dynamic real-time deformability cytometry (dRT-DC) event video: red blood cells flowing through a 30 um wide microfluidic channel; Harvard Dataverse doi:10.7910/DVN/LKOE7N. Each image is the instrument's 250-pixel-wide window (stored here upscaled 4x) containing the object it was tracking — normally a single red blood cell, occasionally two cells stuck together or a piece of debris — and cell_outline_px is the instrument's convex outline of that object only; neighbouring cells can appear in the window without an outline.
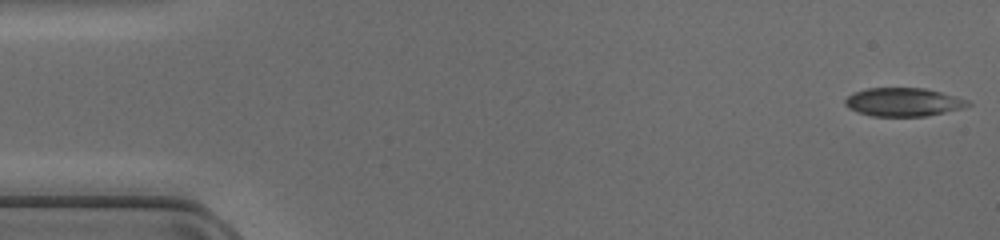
{"species": "common noctule bat (a hibernating species)", "species_latin": "Nyctalus noctula", "temperature_condition": "cold", "stored_images_in_passage": 42, "camera_frame_rate_fps": 3000, "um_per_image_px": 0.085, "animal": {"sex": "female", "body_mass_g": 17.0, "forearm_length_mm": 48.0}, "frame": {"image": 1, "passage_image": 1, "time_ms": 0.0, "image_size_px": [1000, 240], "cell_outline_px": [[972, 104], [964, 108], [928, 116], [872, 116], [848, 108], [844, 104], [844, 100], [852, 92], [868, 88], [924, 88], [956, 96], [968, 100]], "centroid_in_image_um": [76.79, 8.67], "position_along_channel_um": 8.2, "area_um2": 20.4}}
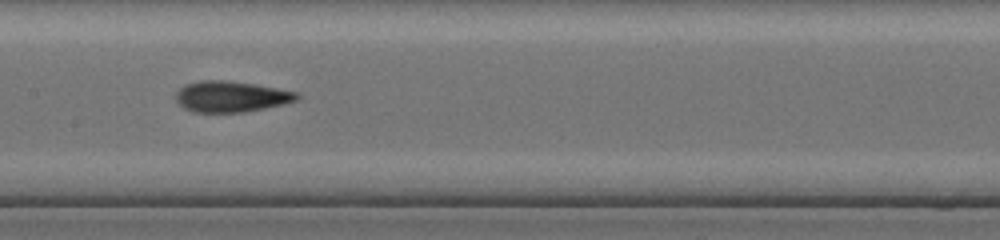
{"frame": {"image": 2, "passage_image": 23, "time_ms": 7.333, "image_size_px": [1000, 240], "cell_outline_px": [[300, 96], [296, 100], [264, 108], [244, 112], [192, 112], [184, 108], [176, 100], [176, 92], [184, 84], [200, 80], [224, 80], [256, 84], [300, 92]], "centroid_in_image_um": [19.62, 8.19], "position_along_channel_um": 187.8, "area_um2": 21.85}}
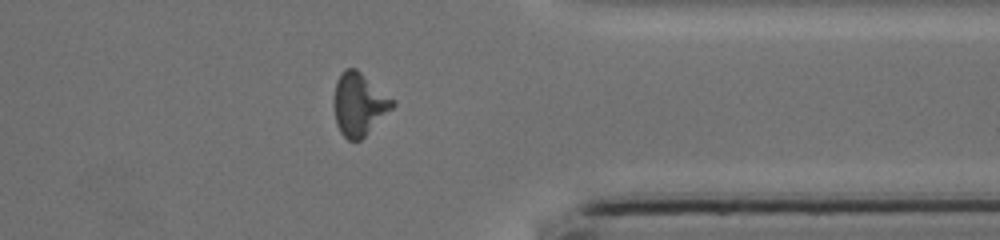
{"frame": {"image": 3, "passage_image": 37, "time_ms": 12.0, "image_size_px": [1000, 240], "cell_outline_px": [[396, 104], [360, 140], [348, 140], [340, 132], [336, 124], [332, 104], [332, 100], [336, 80], [340, 72], [344, 68], [356, 68], [396, 100]], "centroid_in_image_um": [30.48, 8.82], "position_along_channel_um": 380.9, "area_um2": 21.73}}